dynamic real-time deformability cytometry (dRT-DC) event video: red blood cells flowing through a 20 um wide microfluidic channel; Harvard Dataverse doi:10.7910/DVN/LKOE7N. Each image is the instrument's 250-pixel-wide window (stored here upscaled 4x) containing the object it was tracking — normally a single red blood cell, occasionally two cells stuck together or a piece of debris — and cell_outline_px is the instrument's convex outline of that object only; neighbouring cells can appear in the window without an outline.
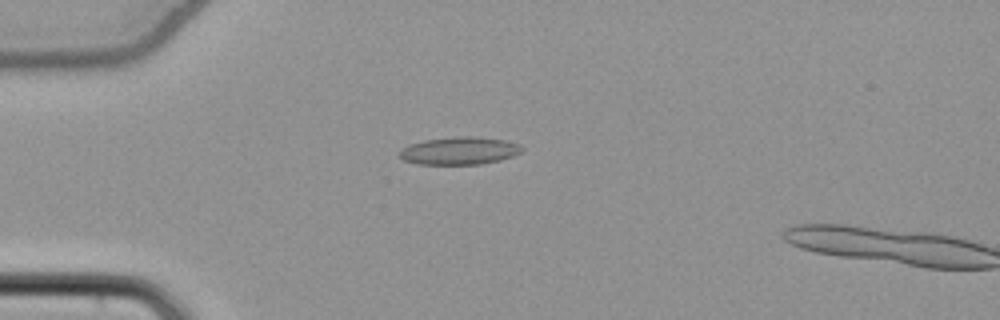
{"species": "common noctule bat (a hibernating species)", "species_latin": "Nyctalus noctula", "temperature_condition": "cold", "stored_images_in_passage": 17, "camera_frame_rate_fps": 3000, "um_per_image_px": 0.085, "animal": {"sex": "female", "body_mass_g": 22.7, "forearm_length_mm": 54.2}, "frame": {"image": 1, "passage_image": 15, "time_ms": 4.667, "image_size_px": [1000, 320], "cell_outline_px": [[524, 148], [520, 152], [512, 156], [500, 160], [480, 164], [416, 164], [404, 160], [400, 156], [400, 148], [408, 144], [424, 140], [460, 136], [472, 136], [504, 140], [520, 144]], "centroid_in_image_um": [39.03, 12.81], "position_along_channel_um": 46.0, "area_um2": 19.71}}